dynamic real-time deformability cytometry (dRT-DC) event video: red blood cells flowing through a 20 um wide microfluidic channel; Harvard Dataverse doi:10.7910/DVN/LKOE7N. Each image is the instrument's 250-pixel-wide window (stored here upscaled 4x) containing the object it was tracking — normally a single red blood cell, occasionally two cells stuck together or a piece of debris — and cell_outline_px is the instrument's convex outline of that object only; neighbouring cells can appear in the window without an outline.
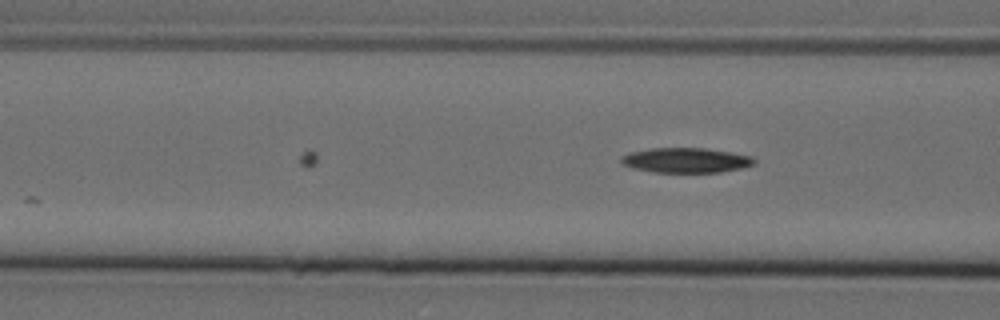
{"species": "Egyptian fruit bat (a non-hibernating species)", "species_latin": "Rousettus aegyptiacus", "temperature_condition": "cold", "stored_images_in_passage": 12, "camera_frame_rate_fps": 3000, "um_per_image_px": 0.085, "animal": {"sex": "female"}, "frame": {"image": 1, "passage_image": 12, "time_ms": 3.667, "image_size_px": [1000, 320], "cell_outline_px": [[756, 164], [744, 168], [720, 172], [652, 172], [632, 168], [624, 164], [620, 160], [620, 156], [632, 152], [652, 148], [704, 148], [752, 156], [756, 160]], "centroid_in_image_um": [58.33, 13.63], "position_along_channel_um": 108.3, "area_um2": 19.31}}